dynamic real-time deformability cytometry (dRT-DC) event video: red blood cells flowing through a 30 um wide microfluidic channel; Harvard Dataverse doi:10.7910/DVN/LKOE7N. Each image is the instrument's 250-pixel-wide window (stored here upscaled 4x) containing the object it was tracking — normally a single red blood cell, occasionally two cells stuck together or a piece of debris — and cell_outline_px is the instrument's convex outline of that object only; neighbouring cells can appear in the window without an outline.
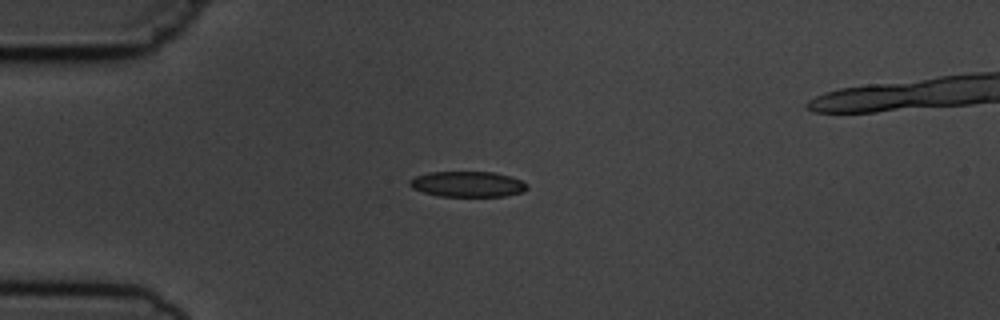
{"species": "common noctule bat (a hibernating species)", "species_latin": "Nyctalus noctula", "temperature_condition": "cold", "stored_images_in_passage": 5, "camera_frame_rate_fps": 3000, "um_per_image_px": 0.085, "animal": {"sex": "male", "body_mass_g": 19.5, "forearm_length_mm": 54.6}, "frame": {"image": 1, "passage_image": 3, "time_ms": 2.333, "image_size_px": [1000, 320], "cell_outline_px": [[528, 188], [524, 192], [504, 196], [436, 196], [412, 188], [408, 184], [408, 180], [416, 176], [428, 172], [496, 172], [512, 176], [528, 184]], "centroid_in_image_um": [39.76, 15.65], "position_along_channel_um": 45.2, "area_um2": 17.69}}
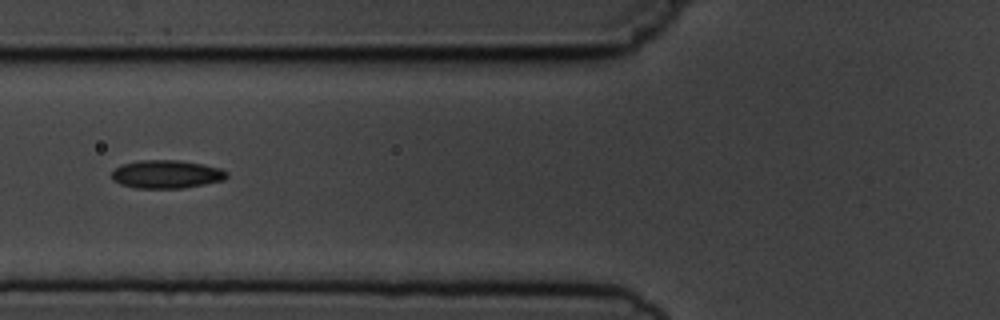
{"frame": {"image": 2, "passage_image": 5, "time_ms": 4.667, "image_size_px": [1000, 320], "cell_outline_px": [[228, 176], [224, 180], [184, 188], [136, 188], [120, 184], [112, 180], [112, 172], [116, 168], [124, 164], [140, 160], [180, 160], [204, 164], [220, 168], [228, 172]], "centroid_in_image_um": [14.18, 14.81], "position_along_channel_um": 111.6, "area_um2": 18.96}}